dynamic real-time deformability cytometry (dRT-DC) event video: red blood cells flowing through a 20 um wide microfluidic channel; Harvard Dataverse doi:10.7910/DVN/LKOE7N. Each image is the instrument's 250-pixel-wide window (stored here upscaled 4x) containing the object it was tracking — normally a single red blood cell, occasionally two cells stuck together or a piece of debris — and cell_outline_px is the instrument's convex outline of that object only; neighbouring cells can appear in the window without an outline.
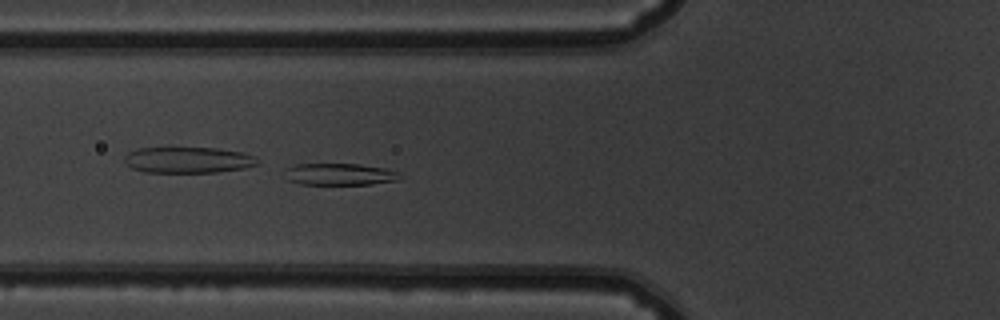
{"species": "common noctule bat (a hibernating species)", "species_latin": "Nyctalus noctula", "temperature_condition": "warm", "stored_images_in_passage": 51, "camera_frame_rate_fps": 3000, "um_per_image_px": 0.085, "animal": {"sex": "male", "body_mass_g": 19.5, "forearm_length_mm": 54.6}, "frame": {"image": 1, "passage_image": 19, "time_ms": 6.0, "image_size_px": [1000, 320], "cell_outline_px": [[400, 180], [372, 184], [300, 184], [288, 180], [288, 168], [296, 164], [360, 164], [384, 168], [400, 172]], "centroid_in_image_um": [28.95, 14.81], "position_along_channel_um": 96.8, "area_um2": 14.45}}
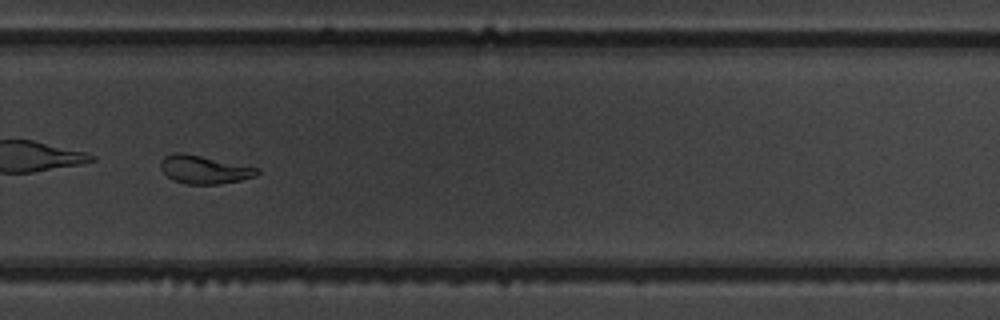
{"frame": {"image": 2, "passage_image": 36, "time_ms": 11.667, "image_size_px": [1000, 320], "cell_outline_px": [[260, 172], [256, 176], [240, 180], [220, 184], [188, 184], [172, 180], [160, 168], [160, 160], [164, 156], [176, 152], [180, 152], [260, 168]], "centroid_in_image_um": [17.35, 14.42], "position_along_channel_um": 312.5, "area_um2": 15.78}}
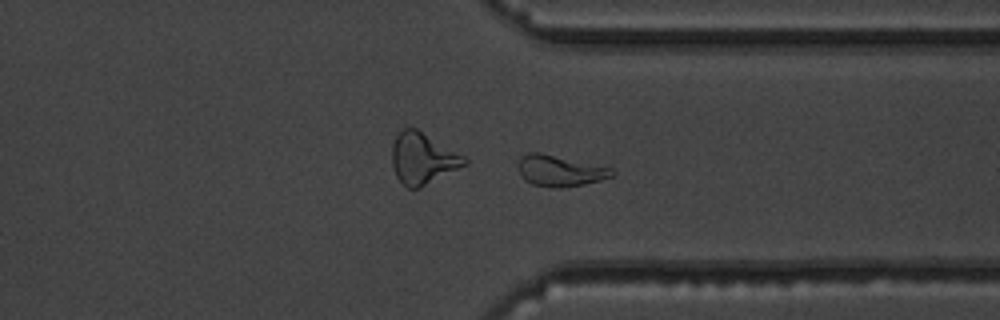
{"frame": {"image": 3, "passage_image": 40, "time_ms": 13.0, "image_size_px": [1000, 320], "cell_outline_px": [[616, 172], [612, 176], [600, 180], [584, 184], [556, 188], [532, 184], [524, 180], [520, 172], [520, 156], [528, 152], [540, 152], [612, 168]], "centroid_in_image_um": [47.6, 14.51], "position_along_channel_um": 363.8, "area_um2": 16.76}, "authors_computed_cell_mechanics": {"area_um2": 17.4556, "velocity_mm_per_s": 3.81, "shape_relaxation_time_tau1_ms": 10.6264, "shape_relaxation_time_tau2_ms": 1.9621, "deformation_change_tau1": 0.3005, "deformation_change_tau2": 0.0904}}